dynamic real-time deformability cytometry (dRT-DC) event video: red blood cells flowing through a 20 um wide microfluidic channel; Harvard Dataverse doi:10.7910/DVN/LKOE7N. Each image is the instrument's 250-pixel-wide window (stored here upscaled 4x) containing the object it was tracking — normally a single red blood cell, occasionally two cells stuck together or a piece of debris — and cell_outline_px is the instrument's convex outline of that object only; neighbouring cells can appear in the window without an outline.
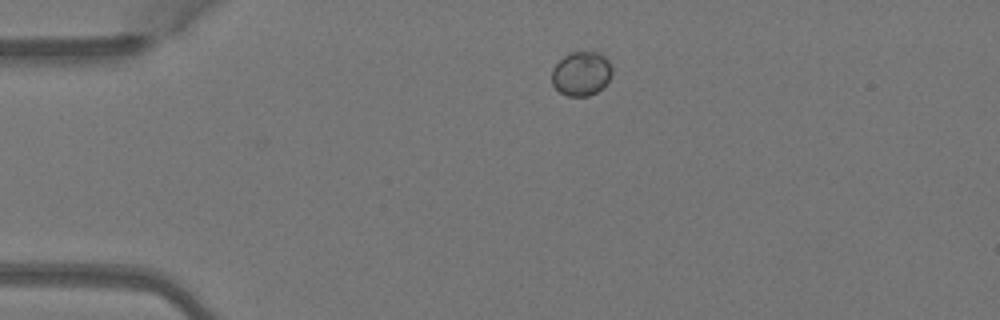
{"species": "Egyptian fruit bat (a non-hibernating species)", "species_latin": "Rousettus aegyptiacus", "temperature_condition": "warm", "stored_images_in_passage": 2, "camera_frame_rate_fps": 3000, "um_per_image_px": 0.085, "animal": {"sex": "female"}, "frame": {"image": 1, "passage_image": 1, "time_ms": 0.0, "image_size_px": [1000, 320], "cell_outline_px": [[612, 72], [608, 80], [596, 92], [588, 96], [568, 96], [560, 92], [552, 84], [552, 68], [564, 56], [572, 52], [600, 52], [608, 60], [612, 68]], "centroid_in_image_um": [49.4, 6.25], "position_along_channel_um": 35.6, "area_um2": 15.37}}